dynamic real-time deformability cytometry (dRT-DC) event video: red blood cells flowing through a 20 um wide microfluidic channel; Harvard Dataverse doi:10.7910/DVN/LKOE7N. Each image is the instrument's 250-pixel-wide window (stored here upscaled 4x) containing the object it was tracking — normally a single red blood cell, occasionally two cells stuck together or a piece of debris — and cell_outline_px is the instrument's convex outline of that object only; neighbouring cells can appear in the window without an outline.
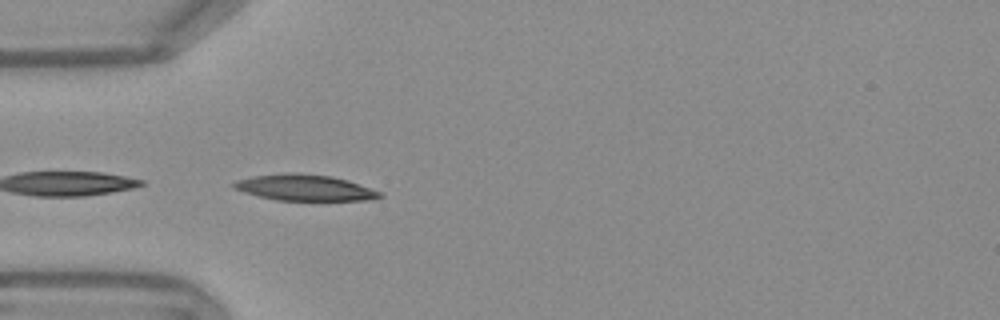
{"species": "Egyptian fruit bat (a non-hibernating species)", "species_latin": "Rousettus aegyptiacus", "temperature_condition": "warm", "stored_images_in_passage": 4, "camera_frame_rate_fps": 3000, "um_per_image_px": 0.085, "frame": {"image": 1, "passage_image": 1, "time_ms": 0.0, "image_size_px": [1000, 320], "cell_outline_px": [[384, 196], [368, 200], [276, 200], [244, 192], [232, 188], [232, 184], [236, 180], [252, 176], [288, 172], [332, 176], [348, 180], [380, 192]], "centroid_in_image_um": [25.87, 15.94], "position_along_channel_um": 59.1, "area_um2": 22.02}}